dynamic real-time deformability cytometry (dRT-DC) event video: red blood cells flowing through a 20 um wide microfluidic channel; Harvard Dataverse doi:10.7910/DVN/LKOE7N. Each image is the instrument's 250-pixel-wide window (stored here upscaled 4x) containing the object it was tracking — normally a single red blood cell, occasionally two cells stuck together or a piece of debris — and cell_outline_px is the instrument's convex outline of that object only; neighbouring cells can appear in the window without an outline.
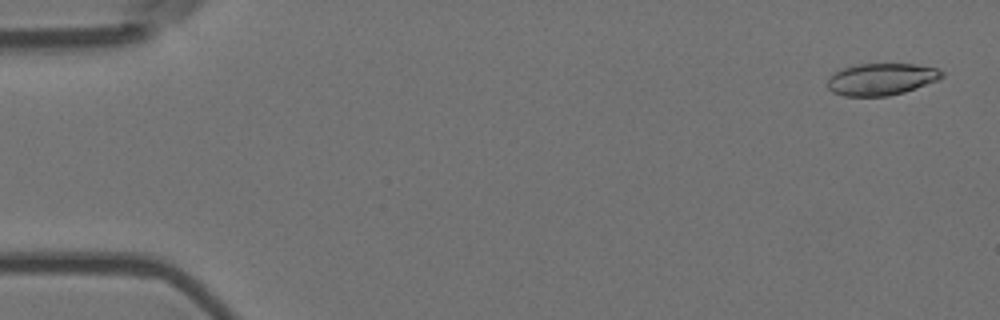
{"species": "Egyptian fruit bat (a non-hibernating species)", "species_latin": "Rousettus aegyptiacus", "temperature_condition": "room temperature", "stored_images_in_passage": 25, "camera_frame_rate_fps": 3000, "um_per_image_px": 0.085, "animal": {"sex": "female"}, "frame": {"image": 1, "passage_image": 2, "time_ms": 0.333, "image_size_px": [1000, 320], "cell_outline_px": [[944, 76], [940, 80], [904, 92], [888, 96], [844, 96], [832, 92], [828, 88], [828, 80], [836, 72], [844, 68], [860, 64], [916, 64], [940, 68], [944, 72]], "centroid_in_image_um": [74.99, 6.73], "position_along_channel_um": 10.0, "area_um2": 21.33}}
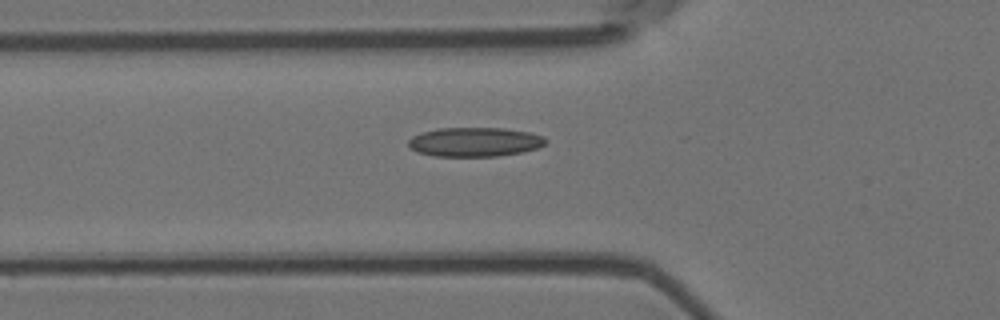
{"frame": {"image": 2, "passage_image": 19, "time_ms": 6.0, "image_size_px": [1000, 320], "cell_outline_px": [[548, 140], [544, 144], [536, 148], [520, 152], [496, 156], [436, 156], [416, 152], [408, 144], [408, 140], [412, 136], [424, 132], [440, 128], [504, 128], [528, 132], [544, 136]], "centroid_in_image_um": [40.35, 12.06], "position_along_channel_um": 85.5, "area_um2": 23.18}}
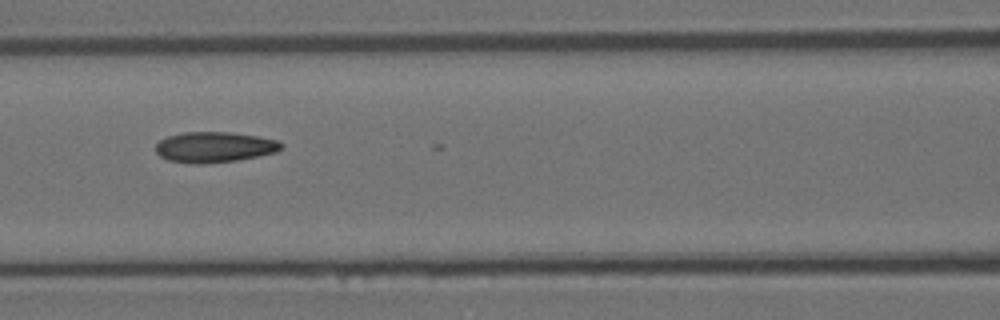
{"frame": {"image": 3, "passage_image": 24, "time_ms": 7.667, "image_size_px": [1000, 320], "cell_outline_px": [[284, 148], [276, 152], [236, 160], [200, 164], [196, 164], [168, 160], [160, 156], [156, 152], [156, 144], [160, 140], [168, 136], [184, 132], [228, 132], [260, 136], [276, 140], [284, 144]], "centroid_in_image_um": [18.24, 12.49], "position_along_channel_um": 148.4, "area_um2": 22.31}}